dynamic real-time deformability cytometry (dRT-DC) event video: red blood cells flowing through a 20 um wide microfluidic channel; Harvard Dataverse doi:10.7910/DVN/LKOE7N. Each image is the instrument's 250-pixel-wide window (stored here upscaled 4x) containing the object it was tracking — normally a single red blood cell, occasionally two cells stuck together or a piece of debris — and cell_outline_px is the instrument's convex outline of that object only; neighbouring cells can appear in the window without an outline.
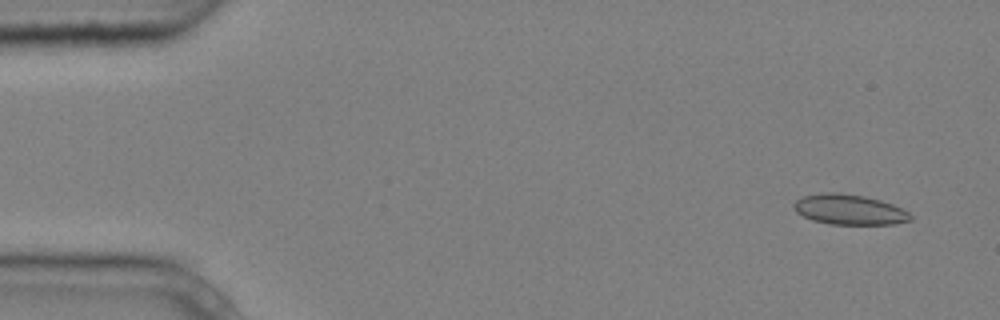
{"species": "common noctule bat (a hibernating species)", "species_latin": "Nyctalus noctula", "temperature_condition": "cold", "stored_images_in_passage": 5, "camera_frame_rate_fps": 3000, "um_per_image_px": 0.085, "animal": {"sex": "male", "body_mass_g": 20.4}, "frame": {"image": 1, "passage_image": 1, "time_ms": 0.0, "image_size_px": [1000, 320], "cell_outline_px": [[912, 220], [896, 224], [828, 224], [812, 220], [796, 212], [792, 208], [792, 204], [800, 196], [820, 192], [840, 192], [864, 196], [880, 200], [892, 204], [908, 212], [912, 216]], "centroid_in_image_um": [72.14, 17.8], "position_along_channel_um": 12.9, "area_um2": 20.81}}
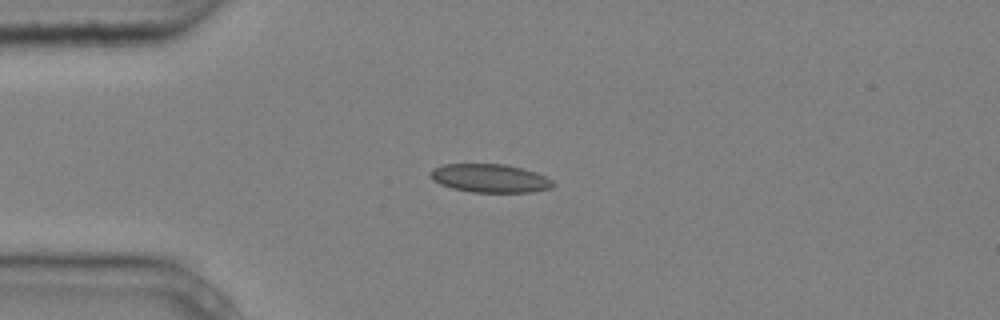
{"frame": {"image": 2, "passage_image": 4, "time_ms": 1.0, "image_size_px": [1000, 320], "cell_outline_px": [[556, 184], [552, 188], [532, 192], [472, 192], [452, 188], [440, 184], [432, 180], [432, 168], [444, 164], [504, 164], [536, 172], [552, 180]], "centroid_in_image_um": [41.67, 15.16], "position_along_channel_um": 43.3, "area_um2": 20.23}}